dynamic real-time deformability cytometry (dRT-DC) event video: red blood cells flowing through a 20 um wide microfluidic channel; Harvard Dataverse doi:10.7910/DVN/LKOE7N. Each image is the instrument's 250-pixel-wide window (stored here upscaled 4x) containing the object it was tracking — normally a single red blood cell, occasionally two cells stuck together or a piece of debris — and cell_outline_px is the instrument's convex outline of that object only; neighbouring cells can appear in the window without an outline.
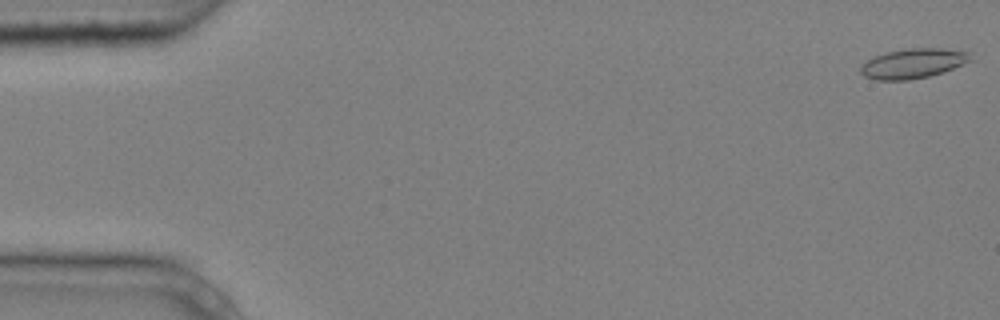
{"species": "common noctule bat (a hibernating species)", "species_latin": "Nyctalus noctula", "temperature_condition": "cold", "stored_images_in_passage": 6, "camera_frame_rate_fps": 3000, "um_per_image_px": 0.085, "animal": {"sex": "male", "body_mass_g": 20.4}, "frame": {"image": 1, "passage_image": 1, "time_ms": 0.0, "image_size_px": [1000, 320], "cell_outline_px": [[972, 60], [964, 64], [928, 76], [908, 80], [876, 80], [864, 76], [860, 72], [860, 68], [868, 60], [876, 56], [888, 52], [912, 48], [940, 48], [968, 52]], "centroid_in_image_um": [77.6, 5.4], "position_along_channel_um": 7.4, "area_um2": 18.61}}
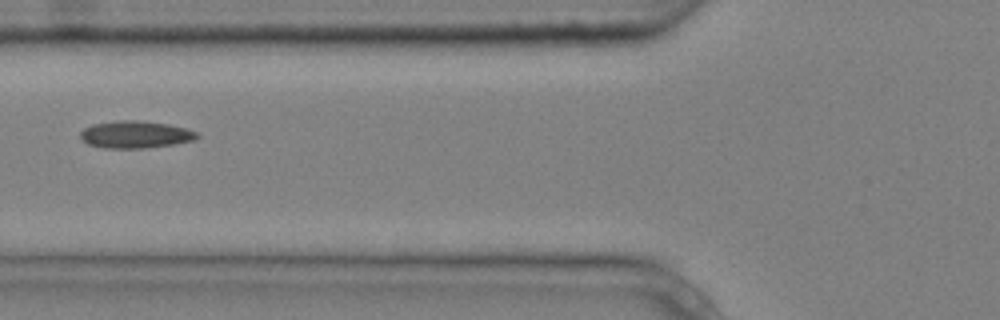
{"frame": {"image": 2, "passage_image": 6, "time_ms": 1.667, "image_size_px": [1000, 320], "cell_outline_px": [[200, 136], [192, 140], [172, 144], [140, 148], [104, 148], [88, 144], [80, 136], [80, 132], [84, 128], [92, 124], [120, 120], [136, 120], [168, 124], [184, 128], [196, 132]], "centroid_in_image_um": [11.47, 11.43], "position_along_channel_um": 114.3, "area_um2": 18.21}}